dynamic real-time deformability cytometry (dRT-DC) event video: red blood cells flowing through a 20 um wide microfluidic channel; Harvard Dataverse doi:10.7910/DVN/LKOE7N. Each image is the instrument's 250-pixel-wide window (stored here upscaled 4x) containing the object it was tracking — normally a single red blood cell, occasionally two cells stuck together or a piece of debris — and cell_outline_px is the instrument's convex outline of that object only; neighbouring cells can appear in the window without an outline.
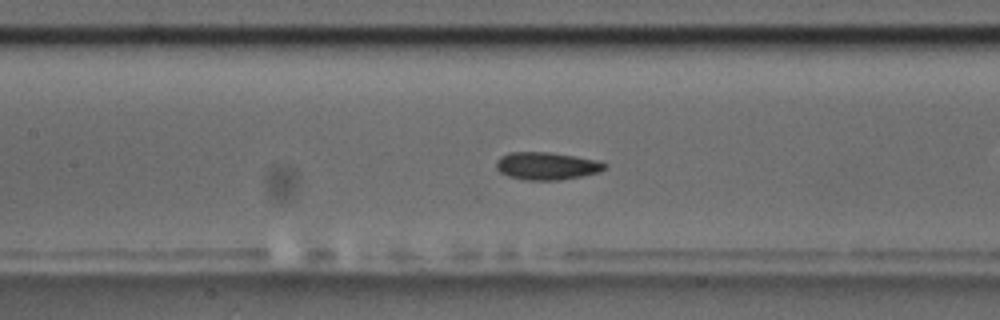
{"species": "common noctule bat (a hibernating species)", "species_latin": "Nyctalus noctula", "temperature_condition": "room temperature", "stored_images_in_passage": 53, "camera_frame_rate_fps": 3000, "um_per_image_px": 0.085, "animal": {"sex": "male", "body_mass_g": 17.5, "forearm_length_mm": 52.3}, "frame": {"image": 1, "passage_image": 23, "time_ms": 7.333, "image_size_px": [1000, 320], "cell_outline_px": [[608, 168], [600, 172], [560, 180], [524, 180], [508, 176], [500, 172], [496, 168], [496, 160], [500, 156], [508, 152], [548, 152], [576, 156], [596, 160], [608, 164]], "centroid_in_image_um": [46.47, 14.1], "position_along_channel_um": 160.9, "area_um2": 17.63}}
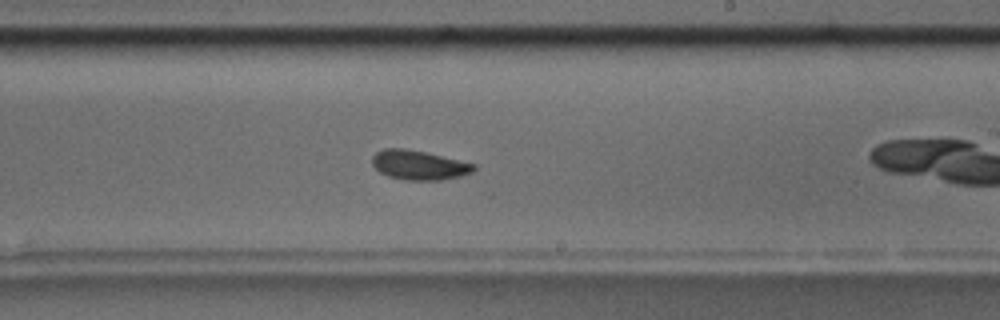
{"frame": {"image": 2, "passage_image": 31, "time_ms": 10.0, "image_size_px": [1000, 320], "cell_outline_px": [[476, 168], [472, 172], [460, 176], [440, 180], [404, 180], [388, 176], [380, 172], [372, 164], [372, 156], [376, 152], [384, 148], [404, 148], [424, 152], [476, 164]], "centroid_in_image_um": [35.59, 14.03], "position_along_channel_um": 253.4, "area_um2": 17.34}, "authors_computed_cell_mechanics": {"area_um2": 17.629, "velocity_mm_per_s": 3.4855, "shape_relaxation_time_tau1_ms": null, "shape_relaxation_time_tau2_ms": 9.5701, "deformation_change_tau1": null, "deformation_change_tau2": 0.1338}}